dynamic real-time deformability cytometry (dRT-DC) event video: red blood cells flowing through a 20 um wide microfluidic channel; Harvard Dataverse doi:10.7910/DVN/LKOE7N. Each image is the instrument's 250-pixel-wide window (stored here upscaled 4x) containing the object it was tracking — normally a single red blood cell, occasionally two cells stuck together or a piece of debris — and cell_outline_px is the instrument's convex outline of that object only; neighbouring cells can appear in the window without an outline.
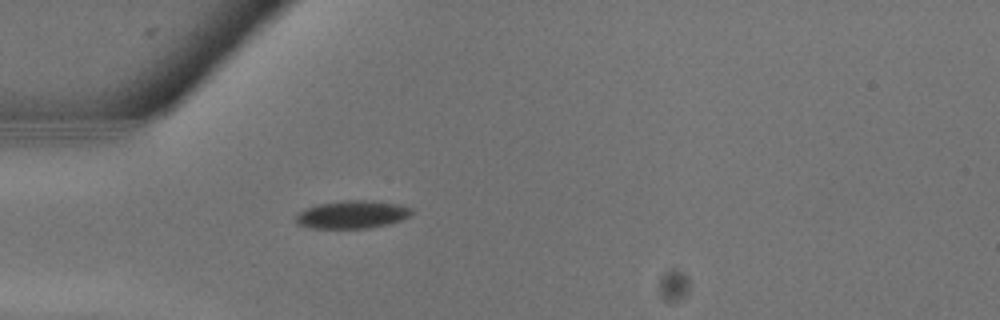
{"species": "common noctule bat (a hibernating species)", "species_latin": "Nyctalus noctula", "temperature_condition": "warm", "stored_images_in_passage": 3, "camera_frame_rate_fps": 3000, "um_per_image_px": 0.085, "animal": {"sex": "male", "body_mass_g": 13.3}, "frame": {"image": 1, "passage_image": 1, "time_ms": 0.0, "image_size_px": [1000, 320], "cell_outline_px": [[412, 216], [404, 220], [388, 224], [368, 228], [308, 228], [300, 224], [296, 220], [296, 216], [300, 212], [308, 208], [320, 204], [344, 200], [372, 200], [400, 204], [412, 208]], "centroid_in_image_um": [30.03, 18.23], "position_along_channel_um": 55.0, "area_um2": 18.84}}
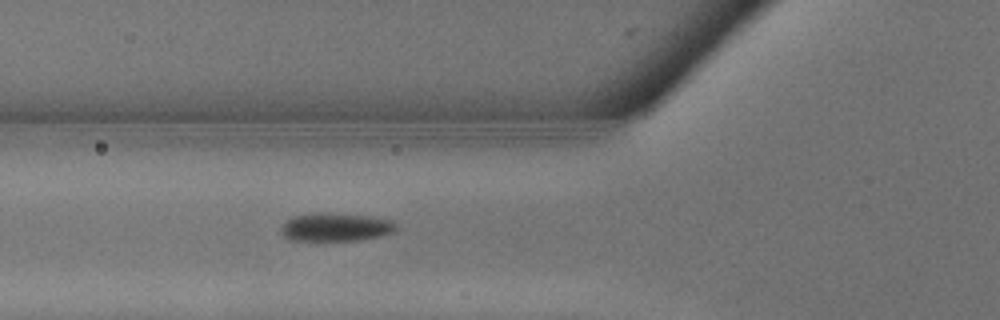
{"frame": {"image": 2, "passage_image": 3, "time_ms": 0.667, "image_size_px": [1000, 320], "cell_outline_px": [[396, 228], [392, 232], [380, 236], [360, 240], [288, 240], [280, 232], [280, 228], [288, 220], [296, 216], [320, 212], [368, 216], [392, 220], [396, 224]], "centroid_in_image_um": [28.53, 19.31], "position_along_channel_um": 97.3, "area_um2": 18.73}}